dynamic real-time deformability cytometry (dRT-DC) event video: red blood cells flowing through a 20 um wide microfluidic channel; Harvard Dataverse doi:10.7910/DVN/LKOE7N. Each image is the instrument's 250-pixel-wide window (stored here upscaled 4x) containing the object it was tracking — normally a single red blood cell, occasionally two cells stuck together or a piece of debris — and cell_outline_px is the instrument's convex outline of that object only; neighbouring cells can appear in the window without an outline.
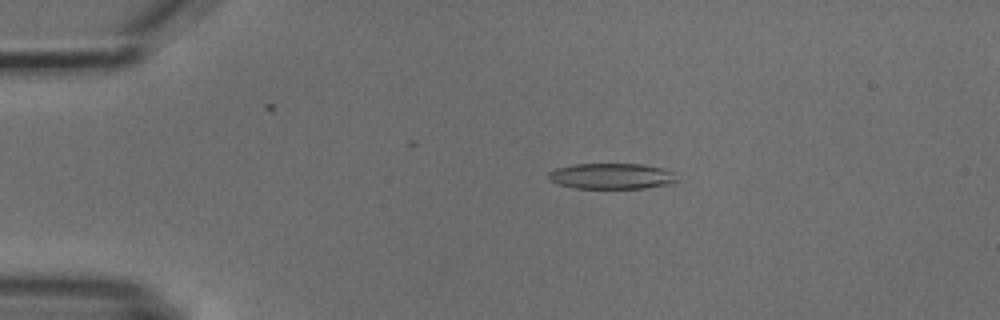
{"species": "common noctule bat (a hibernating species)", "species_latin": "Nyctalus noctula", "temperature_condition": "cold", "stored_images_in_passage": 7, "camera_frame_rate_fps": 3000, "um_per_image_px": 0.085, "animal": {"sex": "male", "body_mass_g": 18.8}, "frame": {"image": 1, "passage_image": 3, "time_ms": 2.333, "image_size_px": [1000, 320], "cell_outline_px": [[680, 180], [672, 184], [644, 188], [576, 188], [560, 184], [548, 180], [548, 172], [556, 168], [572, 164], [644, 164], [664, 168], [676, 172]], "centroid_in_image_um": [52.06, 14.96], "position_along_channel_um": 32.9, "area_um2": 19.65}}
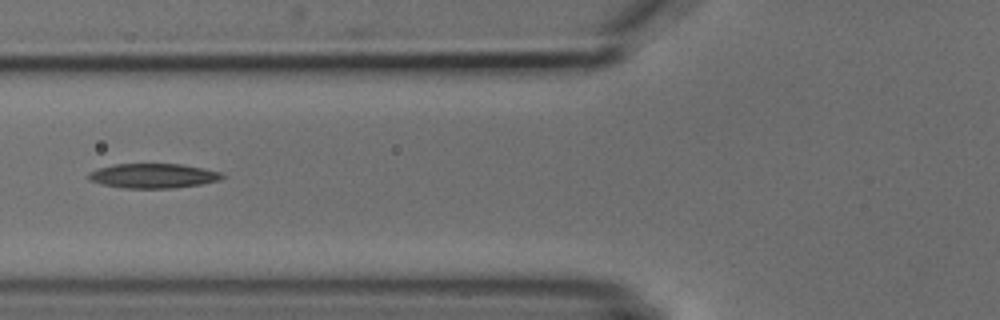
{"frame": {"image": 2, "passage_image": 6, "time_ms": 5.667, "image_size_px": [1000, 320], "cell_outline_px": [[224, 176], [216, 180], [200, 184], [172, 188], [124, 188], [100, 184], [88, 180], [88, 176], [96, 168], [116, 164], [180, 164], [220, 172]], "centroid_in_image_um": [12.94, 14.94], "position_along_channel_um": 112.9, "area_um2": 18.84}}
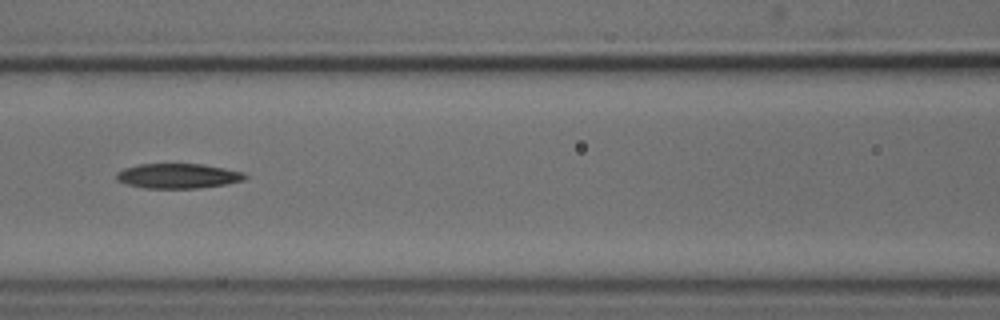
{"frame": {"image": 3, "passage_image": 7, "time_ms": 6.667, "image_size_px": [1000, 320], "cell_outline_px": [[248, 176], [244, 180], [228, 184], [200, 188], [144, 188], [128, 184], [116, 180], [116, 172], [124, 168], [140, 164], [200, 164], [224, 168], [244, 172]], "centroid_in_image_um": [15.15, 14.96], "position_along_channel_um": 151.5, "area_um2": 18.67}}